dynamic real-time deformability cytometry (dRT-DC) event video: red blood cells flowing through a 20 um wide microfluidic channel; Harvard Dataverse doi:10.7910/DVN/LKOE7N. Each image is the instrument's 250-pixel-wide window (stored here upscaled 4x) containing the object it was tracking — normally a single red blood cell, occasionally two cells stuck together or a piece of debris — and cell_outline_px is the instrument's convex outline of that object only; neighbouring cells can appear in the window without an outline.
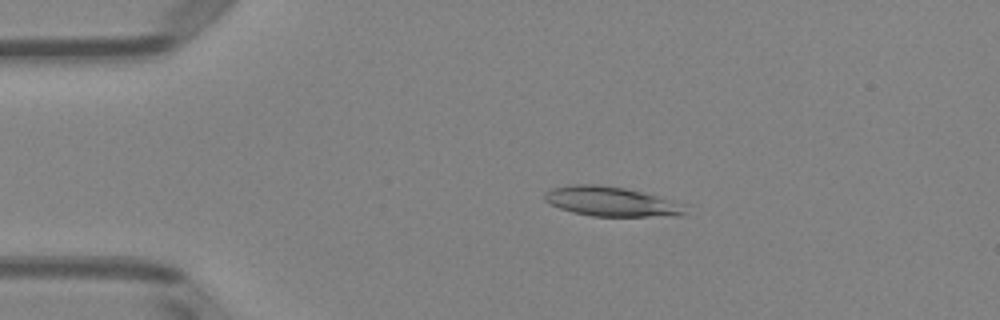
{"species": "Egyptian fruit bat (a non-hibernating species)", "species_latin": "Rousettus aegyptiacus", "temperature_condition": "room temperature", "stored_images_in_passage": 50, "camera_frame_rate_fps": 3000, "um_per_image_px": 0.085, "animal": {"sex": "female"}, "frame": {"image": 1, "passage_image": 10, "time_ms": 3.0, "image_size_px": [1000, 320], "cell_outline_px": [[688, 216], [592, 216], [572, 212], [560, 208], [544, 200], [544, 192], [552, 188], [572, 184], [596, 184], [624, 188], [644, 192], [684, 204]], "centroid_in_image_um": [51.99, 17.13], "position_along_channel_um": 33.0, "area_um2": 24.39}}
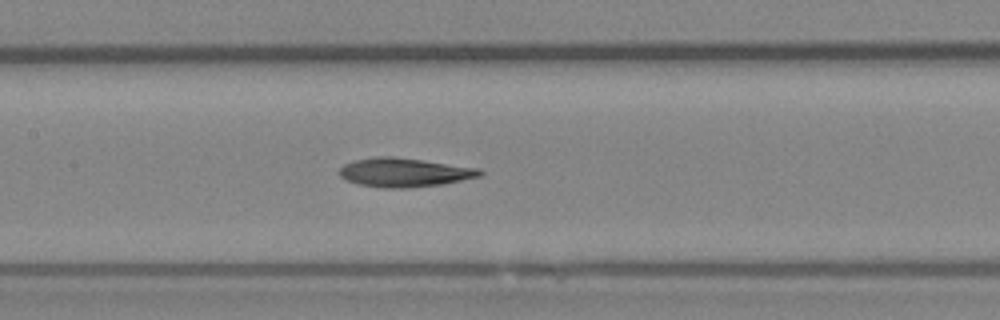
{"frame": {"image": 2, "passage_image": 24, "time_ms": 7.667, "image_size_px": [1000, 320], "cell_outline_px": [[484, 172], [480, 176], [440, 184], [408, 188], [380, 188], [360, 184], [348, 180], [340, 176], [336, 172], [344, 164], [352, 160], [376, 156], [392, 156], [480, 168]], "centroid_in_image_um": [34.32, 14.65], "position_along_channel_um": 173.1, "area_um2": 23.64}}
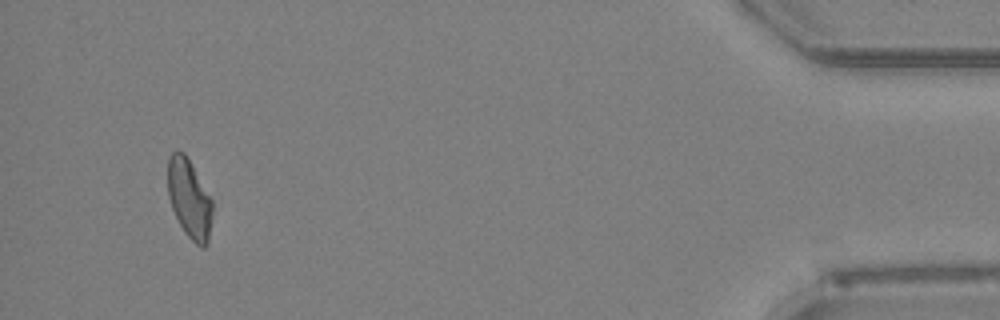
{"frame": {"image": 3, "passage_image": 48, "time_ms": 15.667, "image_size_px": [1000, 320], "cell_outline_px": [[212, 212], [208, 244], [204, 248], [196, 244], [184, 232], [172, 208], [168, 196], [168, 156], [172, 152], [184, 152], [212, 200]], "centroid_in_image_um": [16.09, 16.91], "position_along_channel_um": 419.1, "area_um2": 20.23}}